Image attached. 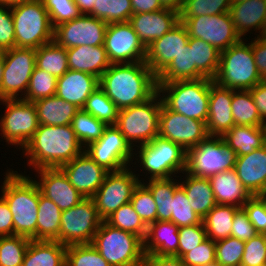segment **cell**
<instances>
[{
	"label": "cell",
	"instance_id": "obj_23",
	"mask_svg": "<svg viewBox=\"0 0 266 266\" xmlns=\"http://www.w3.org/2000/svg\"><path fill=\"white\" fill-rule=\"evenodd\" d=\"M128 22L144 47L148 48L154 40L175 27L180 16L178 11L165 7L155 12L132 14Z\"/></svg>",
	"mask_w": 266,
	"mask_h": 266
},
{
	"label": "cell",
	"instance_id": "obj_44",
	"mask_svg": "<svg viewBox=\"0 0 266 266\" xmlns=\"http://www.w3.org/2000/svg\"><path fill=\"white\" fill-rule=\"evenodd\" d=\"M104 221L112 227L133 233L142 240H144L147 233V225L134 211L130 202L120 206Z\"/></svg>",
	"mask_w": 266,
	"mask_h": 266
},
{
	"label": "cell",
	"instance_id": "obj_71",
	"mask_svg": "<svg viewBox=\"0 0 266 266\" xmlns=\"http://www.w3.org/2000/svg\"><path fill=\"white\" fill-rule=\"evenodd\" d=\"M261 82L266 83V73L261 77Z\"/></svg>",
	"mask_w": 266,
	"mask_h": 266
},
{
	"label": "cell",
	"instance_id": "obj_50",
	"mask_svg": "<svg viewBox=\"0 0 266 266\" xmlns=\"http://www.w3.org/2000/svg\"><path fill=\"white\" fill-rule=\"evenodd\" d=\"M232 0H189L182 5L180 17H198L229 12Z\"/></svg>",
	"mask_w": 266,
	"mask_h": 266
},
{
	"label": "cell",
	"instance_id": "obj_49",
	"mask_svg": "<svg viewBox=\"0 0 266 266\" xmlns=\"http://www.w3.org/2000/svg\"><path fill=\"white\" fill-rule=\"evenodd\" d=\"M171 221L179 228L202 223V219L193 211L180 184L175 188L173 196Z\"/></svg>",
	"mask_w": 266,
	"mask_h": 266
},
{
	"label": "cell",
	"instance_id": "obj_53",
	"mask_svg": "<svg viewBox=\"0 0 266 266\" xmlns=\"http://www.w3.org/2000/svg\"><path fill=\"white\" fill-rule=\"evenodd\" d=\"M42 2L53 27L82 15L74 0H42Z\"/></svg>",
	"mask_w": 266,
	"mask_h": 266
},
{
	"label": "cell",
	"instance_id": "obj_12",
	"mask_svg": "<svg viewBox=\"0 0 266 266\" xmlns=\"http://www.w3.org/2000/svg\"><path fill=\"white\" fill-rule=\"evenodd\" d=\"M103 220L92 198H84L77 205L62 211L59 236L62 245L90 244Z\"/></svg>",
	"mask_w": 266,
	"mask_h": 266
},
{
	"label": "cell",
	"instance_id": "obj_28",
	"mask_svg": "<svg viewBox=\"0 0 266 266\" xmlns=\"http://www.w3.org/2000/svg\"><path fill=\"white\" fill-rule=\"evenodd\" d=\"M179 227L172 221H155L147 226L145 254L178 256Z\"/></svg>",
	"mask_w": 266,
	"mask_h": 266
},
{
	"label": "cell",
	"instance_id": "obj_36",
	"mask_svg": "<svg viewBox=\"0 0 266 266\" xmlns=\"http://www.w3.org/2000/svg\"><path fill=\"white\" fill-rule=\"evenodd\" d=\"M62 211L50 199L39 196L36 240L57 241Z\"/></svg>",
	"mask_w": 266,
	"mask_h": 266
},
{
	"label": "cell",
	"instance_id": "obj_41",
	"mask_svg": "<svg viewBox=\"0 0 266 266\" xmlns=\"http://www.w3.org/2000/svg\"><path fill=\"white\" fill-rule=\"evenodd\" d=\"M192 49L193 63L196 69L205 77L213 79L216 76L220 61V51L208 42L198 38H189Z\"/></svg>",
	"mask_w": 266,
	"mask_h": 266
},
{
	"label": "cell",
	"instance_id": "obj_5",
	"mask_svg": "<svg viewBox=\"0 0 266 266\" xmlns=\"http://www.w3.org/2000/svg\"><path fill=\"white\" fill-rule=\"evenodd\" d=\"M163 103L188 118L207 122L210 78L157 83Z\"/></svg>",
	"mask_w": 266,
	"mask_h": 266
},
{
	"label": "cell",
	"instance_id": "obj_1",
	"mask_svg": "<svg viewBox=\"0 0 266 266\" xmlns=\"http://www.w3.org/2000/svg\"><path fill=\"white\" fill-rule=\"evenodd\" d=\"M99 84L119 109L145 102L158 91L157 76L145 61L111 64Z\"/></svg>",
	"mask_w": 266,
	"mask_h": 266
},
{
	"label": "cell",
	"instance_id": "obj_73",
	"mask_svg": "<svg viewBox=\"0 0 266 266\" xmlns=\"http://www.w3.org/2000/svg\"><path fill=\"white\" fill-rule=\"evenodd\" d=\"M243 1H246V0H232V3H238V2H243Z\"/></svg>",
	"mask_w": 266,
	"mask_h": 266
},
{
	"label": "cell",
	"instance_id": "obj_34",
	"mask_svg": "<svg viewBox=\"0 0 266 266\" xmlns=\"http://www.w3.org/2000/svg\"><path fill=\"white\" fill-rule=\"evenodd\" d=\"M222 138L237 156H243L266 144V126L234 125Z\"/></svg>",
	"mask_w": 266,
	"mask_h": 266
},
{
	"label": "cell",
	"instance_id": "obj_68",
	"mask_svg": "<svg viewBox=\"0 0 266 266\" xmlns=\"http://www.w3.org/2000/svg\"><path fill=\"white\" fill-rule=\"evenodd\" d=\"M3 70H4V60H3V55L0 53V88L2 84Z\"/></svg>",
	"mask_w": 266,
	"mask_h": 266
},
{
	"label": "cell",
	"instance_id": "obj_26",
	"mask_svg": "<svg viewBox=\"0 0 266 266\" xmlns=\"http://www.w3.org/2000/svg\"><path fill=\"white\" fill-rule=\"evenodd\" d=\"M235 170L252 196L266 190V144L249 154L237 156Z\"/></svg>",
	"mask_w": 266,
	"mask_h": 266
},
{
	"label": "cell",
	"instance_id": "obj_15",
	"mask_svg": "<svg viewBox=\"0 0 266 266\" xmlns=\"http://www.w3.org/2000/svg\"><path fill=\"white\" fill-rule=\"evenodd\" d=\"M180 21L185 25L189 38L202 39L220 52L241 40L235 31L229 12L198 17H180Z\"/></svg>",
	"mask_w": 266,
	"mask_h": 266
},
{
	"label": "cell",
	"instance_id": "obj_63",
	"mask_svg": "<svg viewBox=\"0 0 266 266\" xmlns=\"http://www.w3.org/2000/svg\"><path fill=\"white\" fill-rule=\"evenodd\" d=\"M261 120L266 124V83L260 82L250 89Z\"/></svg>",
	"mask_w": 266,
	"mask_h": 266
},
{
	"label": "cell",
	"instance_id": "obj_25",
	"mask_svg": "<svg viewBox=\"0 0 266 266\" xmlns=\"http://www.w3.org/2000/svg\"><path fill=\"white\" fill-rule=\"evenodd\" d=\"M229 13L235 31L241 39L242 37L246 39L245 35L253 30L259 33L257 37L266 35V0H246L232 3Z\"/></svg>",
	"mask_w": 266,
	"mask_h": 266
},
{
	"label": "cell",
	"instance_id": "obj_35",
	"mask_svg": "<svg viewBox=\"0 0 266 266\" xmlns=\"http://www.w3.org/2000/svg\"><path fill=\"white\" fill-rule=\"evenodd\" d=\"M205 78L193 63L192 49L188 44L177 54L171 63L157 76V83L198 80Z\"/></svg>",
	"mask_w": 266,
	"mask_h": 266
},
{
	"label": "cell",
	"instance_id": "obj_20",
	"mask_svg": "<svg viewBox=\"0 0 266 266\" xmlns=\"http://www.w3.org/2000/svg\"><path fill=\"white\" fill-rule=\"evenodd\" d=\"M189 42L185 25L180 21L146 48L145 63L158 76Z\"/></svg>",
	"mask_w": 266,
	"mask_h": 266
},
{
	"label": "cell",
	"instance_id": "obj_51",
	"mask_svg": "<svg viewBox=\"0 0 266 266\" xmlns=\"http://www.w3.org/2000/svg\"><path fill=\"white\" fill-rule=\"evenodd\" d=\"M244 247L245 241L231 236L215 241L216 262L220 266H240Z\"/></svg>",
	"mask_w": 266,
	"mask_h": 266
},
{
	"label": "cell",
	"instance_id": "obj_70",
	"mask_svg": "<svg viewBox=\"0 0 266 266\" xmlns=\"http://www.w3.org/2000/svg\"><path fill=\"white\" fill-rule=\"evenodd\" d=\"M205 266H220L216 261Z\"/></svg>",
	"mask_w": 266,
	"mask_h": 266
},
{
	"label": "cell",
	"instance_id": "obj_64",
	"mask_svg": "<svg viewBox=\"0 0 266 266\" xmlns=\"http://www.w3.org/2000/svg\"><path fill=\"white\" fill-rule=\"evenodd\" d=\"M132 14L155 12L165 8L160 0H130Z\"/></svg>",
	"mask_w": 266,
	"mask_h": 266
},
{
	"label": "cell",
	"instance_id": "obj_21",
	"mask_svg": "<svg viewBox=\"0 0 266 266\" xmlns=\"http://www.w3.org/2000/svg\"><path fill=\"white\" fill-rule=\"evenodd\" d=\"M71 185L84 197L92 198L108 173L85 152L60 167Z\"/></svg>",
	"mask_w": 266,
	"mask_h": 266
},
{
	"label": "cell",
	"instance_id": "obj_38",
	"mask_svg": "<svg viewBox=\"0 0 266 266\" xmlns=\"http://www.w3.org/2000/svg\"><path fill=\"white\" fill-rule=\"evenodd\" d=\"M36 67L56 78L62 77L69 70L66 48L54 40L40 46L36 49Z\"/></svg>",
	"mask_w": 266,
	"mask_h": 266
},
{
	"label": "cell",
	"instance_id": "obj_46",
	"mask_svg": "<svg viewBox=\"0 0 266 266\" xmlns=\"http://www.w3.org/2000/svg\"><path fill=\"white\" fill-rule=\"evenodd\" d=\"M30 241L21 235L0 236V266H22Z\"/></svg>",
	"mask_w": 266,
	"mask_h": 266
},
{
	"label": "cell",
	"instance_id": "obj_10",
	"mask_svg": "<svg viewBox=\"0 0 266 266\" xmlns=\"http://www.w3.org/2000/svg\"><path fill=\"white\" fill-rule=\"evenodd\" d=\"M237 154L222 137L209 136L187 151L186 171L194 176L209 178L222 171L235 169Z\"/></svg>",
	"mask_w": 266,
	"mask_h": 266
},
{
	"label": "cell",
	"instance_id": "obj_72",
	"mask_svg": "<svg viewBox=\"0 0 266 266\" xmlns=\"http://www.w3.org/2000/svg\"><path fill=\"white\" fill-rule=\"evenodd\" d=\"M189 0H180V9L182 8V5Z\"/></svg>",
	"mask_w": 266,
	"mask_h": 266
},
{
	"label": "cell",
	"instance_id": "obj_42",
	"mask_svg": "<svg viewBox=\"0 0 266 266\" xmlns=\"http://www.w3.org/2000/svg\"><path fill=\"white\" fill-rule=\"evenodd\" d=\"M82 109L107 126L116 124L120 110L100 86L90 94Z\"/></svg>",
	"mask_w": 266,
	"mask_h": 266
},
{
	"label": "cell",
	"instance_id": "obj_6",
	"mask_svg": "<svg viewBox=\"0 0 266 266\" xmlns=\"http://www.w3.org/2000/svg\"><path fill=\"white\" fill-rule=\"evenodd\" d=\"M161 107L162 98L157 91L145 102L119 110L115 126L133 150L159 136Z\"/></svg>",
	"mask_w": 266,
	"mask_h": 266
},
{
	"label": "cell",
	"instance_id": "obj_43",
	"mask_svg": "<svg viewBox=\"0 0 266 266\" xmlns=\"http://www.w3.org/2000/svg\"><path fill=\"white\" fill-rule=\"evenodd\" d=\"M71 126L80 144L85 148L90 143L97 141L107 125L95 118L90 113L79 109L72 119Z\"/></svg>",
	"mask_w": 266,
	"mask_h": 266
},
{
	"label": "cell",
	"instance_id": "obj_40",
	"mask_svg": "<svg viewBox=\"0 0 266 266\" xmlns=\"http://www.w3.org/2000/svg\"><path fill=\"white\" fill-rule=\"evenodd\" d=\"M231 107L235 125L266 126L260 118L250 90L232 89Z\"/></svg>",
	"mask_w": 266,
	"mask_h": 266
},
{
	"label": "cell",
	"instance_id": "obj_7",
	"mask_svg": "<svg viewBox=\"0 0 266 266\" xmlns=\"http://www.w3.org/2000/svg\"><path fill=\"white\" fill-rule=\"evenodd\" d=\"M241 39L220 53L218 71L213 81L233 90H250L261 82L251 43Z\"/></svg>",
	"mask_w": 266,
	"mask_h": 266
},
{
	"label": "cell",
	"instance_id": "obj_55",
	"mask_svg": "<svg viewBox=\"0 0 266 266\" xmlns=\"http://www.w3.org/2000/svg\"><path fill=\"white\" fill-rule=\"evenodd\" d=\"M181 259L185 266H205L215 262V241L207 237L197 247L185 253Z\"/></svg>",
	"mask_w": 266,
	"mask_h": 266
},
{
	"label": "cell",
	"instance_id": "obj_56",
	"mask_svg": "<svg viewBox=\"0 0 266 266\" xmlns=\"http://www.w3.org/2000/svg\"><path fill=\"white\" fill-rule=\"evenodd\" d=\"M179 245H178V257H182L188 251H191L203 240L207 238L206 229L204 224H196L192 226L179 228Z\"/></svg>",
	"mask_w": 266,
	"mask_h": 266
},
{
	"label": "cell",
	"instance_id": "obj_65",
	"mask_svg": "<svg viewBox=\"0 0 266 266\" xmlns=\"http://www.w3.org/2000/svg\"><path fill=\"white\" fill-rule=\"evenodd\" d=\"M82 15L92 16V9L95 6V0H74Z\"/></svg>",
	"mask_w": 266,
	"mask_h": 266
},
{
	"label": "cell",
	"instance_id": "obj_17",
	"mask_svg": "<svg viewBox=\"0 0 266 266\" xmlns=\"http://www.w3.org/2000/svg\"><path fill=\"white\" fill-rule=\"evenodd\" d=\"M159 136L181 145L186 151L209 137L206 123L170 110L162 101Z\"/></svg>",
	"mask_w": 266,
	"mask_h": 266
},
{
	"label": "cell",
	"instance_id": "obj_69",
	"mask_svg": "<svg viewBox=\"0 0 266 266\" xmlns=\"http://www.w3.org/2000/svg\"><path fill=\"white\" fill-rule=\"evenodd\" d=\"M258 196L262 199L266 206V190L261 192ZM264 234L266 235V232Z\"/></svg>",
	"mask_w": 266,
	"mask_h": 266
},
{
	"label": "cell",
	"instance_id": "obj_18",
	"mask_svg": "<svg viewBox=\"0 0 266 266\" xmlns=\"http://www.w3.org/2000/svg\"><path fill=\"white\" fill-rule=\"evenodd\" d=\"M104 47L111 64L144 62L146 58V48L129 22L108 24Z\"/></svg>",
	"mask_w": 266,
	"mask_h": 266
},
{
	"label": "cell",
	"instance_id": "obj_61",
	"mask_svg": "<svg viewBox=\"0 0 266 266\" xmlns=\"http://www.w3.org/2000/svg\"><path fill=\"white\" fill-rule=\"evenodd\" d=\"M140 266H185L178 256L144 254Z\"/></svg>",
	"mask_w": 266,
	"mask_h": 266
},
{
	"label": "cell",
	"instance_id": "obj_33",
	"mask_svg": "<svg viewBox=\"0 0 266 266\" xmlns=\"http://www.w3.org/2000/svg\"><path fill=\"white\" fill-rule=\"evenodd\" d=\"M35 104L39 125H70L79 108L62 98L53 95L33 102Z\"/></svg>",
	"mask_w": 266,
	"mask_h": 266
},
{
	"label": "cell",
	"instance_id": "obj_13",
	"mask_svg": "<svg viewBox=\"0 0 266 266\" xmlns=\"http://www.w3.org/2000/svg\"><path fill=\"white\" fill-rule=\"evenodd\" d=\"M0 53L4 60L0 100L23 98L36 66V49L14 47Z\"/></svg>",
	"mask_w": 266,
	"mask_h": 266
},
{
	"label": "cell",
	"instance_id": "obj_24",
	"mask_svg": "<svg viewBox=\"0 0 266 266\" xmlns=\"http://www.w3.org/2000/svg\"><path fill=\"white\" fill-rule=\"evenodd\" d=\"M232 89L210 79L209 108L206 128L209 136L222 137L234 125L232 116Z\"/></svg>",
	"mask_w": 266,
	"mask_h": 266
},
{
	"label": "cell",
	"instance_id": "obj_30",
	"mask_svg": "<svg viewBox=\"0 0 266 266\" xmlns=\"http://www.w3.org/2000/svg\"><path fill=\"white\" fill-rule=\"evenodd\" d=\"M69 70L92 74L99 79L110 67L104 45L78 46L66 49Z\"/></svg>",
	"mask_w": 266,
	"mask_h": 266
},
{
	"label": "cell",
	"instance_id": "obj_58",
	"mask_svg": "<svg viewBox=\"0 0 266 266\" xmlns=\"http://www.w3.org/2000/svg\"><path fill=\"white\" fill-rule=\"evenodd\" d=\"M242 208L255 230L259 234H264L266 232V206L262 199L258 195L252 196Z\"/></svg>",
	"mask_w": 266,
	"mask_h": 266
},
{
	"label": "cell",
	"instance_id": "obj_62",
	"mask_svg": "<svg viewBox=\"0 0 266 266\" xmlns=\"http://www.w3.org/2000/svg\"><path fill=\"white\" fill-rule=\"evenodd\" d=\"M14 235L12 212L6 200L0 197V236Z\"/></svg>",
	"mask_w": 266,
	"mask_h": 266
},
{
	"label": "cell",
	"instance_id": "obj_19",
	"mask_svg": "<svg viewBox=\"0 0 266 266\" xmlns=\"http://www.w3.org/2000/svg\"><path fill=\"white\" fill-rule=\"evenodd\" d=\"M107 23L90 15H81L54 27L53 40L69 49L78 46L104 45Z\"/></svg>",
	"mask_w": 266,
	"mask_h": 266
},
{
	"label": "cell",
	"instance_id": "obj_14",
	"mask_svg": "<svg viewBox=\"0 0 266 266\" xmlns=\"http://www.w3.org/2000/svg\"><path fill=\"white\" fill-rule=\"evenodd\" d=\"M131 166L120 171L108 172L103 184L92 199L95 202L99 217L104 221L120 206L130 202L134 189L142 180V175L131 170Z\"/></svg>",
	"mask_w": 266,
	"mask_h": 266
},
{
	"label": "cell",
	"instance_id": "obj_29",
	"mask_svg": "<svg viewBox=\"0 0 266 266\" xmlns=\"http://www.w3.org/2000/svg\"><path fill=\"white\" fill-rule=\"evenodd\" d=\"M208 179L217 204L242 208L252 197L241 183L235 169L222 171Z\"/></svg>",
	"mask_w": 266,
	"mask_h": 266
},
{
	"label": "cell",
	"instance_id": "obj_16",
	"mask_svg": "<svg viewBox=\"0 0 266 266\" xmlns=\"http://www.w3.org/2000/svg\"><path fill=\"white\" fill-rule=\"evenodd\" d=\"M84 152L108 172L129 167L134 157V150L115 125H108L103 135L85 147Z\"/></svg>",
	"mask_w": 266,
	"mask_h": 266
},
{
	"label": "cell",
	"instance_id": "obj_4",
	"mask_svg": "<svg viewBox=\"0 0 266 266\" xmlns=\"http://www.w3.org/2000/svg\"><path fill=\"white\" fill-rule=\"evenodd\" d=\"M137 148V149H136ZM132 164L142 168L148 180L150 179H168L177 177V173H183L187 167V151L179 144L170 140L155 137L150 143L134 148ZM137 150V151H136ZM142 166V167H141Z\"/></svg>",
	"mask_w": 266,
	"mask_h": 266
},
{
	"label": "cell",
	"instance_id": "obj_37",
	"mask_svg": "<svg viewBox=\"0 0 266 266\" xmlns=\"http://www.w3.org/2000/svg\"><path fill=\"white\" fill-rule=\"evenodd\" d=\"M239 207L216 204L202 219L207 237L218 241L230 237L235 212Z\"/></svg>",
	"mask_w": 266,
	"mask_h": 266
},
{
	"label": "cell",
	"instance_id": "obj_60",
	"mask_svg": "<svg viewBox=\"0 0 266 266\" xmlns=\"http://www.w3.org/2000/svg\"><path fill=\"white\" fill-rule=\"evenodd\" d=\"M250 43L258 73L262 77L266 73V36L253 38Z\"/></svg>",
	"mask_w": 266,
	"mask_h": 266
},
{
	"label": "cell",
	"instance_id": "obj_39",
	"mask_svg": "<svg viewBox=\"0 0 266 266\" xmlns=\"http://www.w3.org/2000/svg\"><path fill=\"white\" fill-rule=\"evenodd\" d=\"M150 179L142 182L152 193L157 206V220L171 221L172 201L175 188L179 185L178 179Z\"/></svg>",
	"mask_w": 266,
	"mask_h": 266
},
{
	"label": "cell",
	"instance_id": "obj_2",
	"mask_svg": "<svg viewBox=\"0 0 266 266\" xmlns=\"http://www.w3.org/2000/svg\"><path fill=\"white\" fill-rule=\"evenodd\" d=\"M22 152L27 158V165L32 166L33 170H37L60 168L81 155L84 152V147L77 139L71 124L39 125Z\"/></svg>",
	"mask_w": 266,
	"mask_h": 266
},
{
	"label": "cell",
	"instance_id": "obj_27",
	"mask_svg": "<svg viewBox=\"0 0 266 266\" xmlns=\"http://www.w3.org/2000/svg\"><path fill=\"white\" fill-rule=\"evenodd\" d=\"M99 86L98 77L82 71L68 70L57 78L55 95L82 109L87 98Z\"/></svg>",
	"mask_w": 266,
	"mask_h": 266
},
{
	"label": "cell",
	"instance_id": "obj_3",
	"mask_svg": "<svg viewBox=\"0 0 266 266\" xmlns=\"http://www.w3.org/2000/svg\"><path fill=\"white\" fill-rule=\"evenodd\" d=\"M4 176L1 196L6 200L12 212L14 235L36 240L38 203L41 191L35 179L29 175L25 176L16 170L8 169Z\"/></svg>",
	"mask_w": 266,
	"mask_h": 266
},
{
	"label": "cell",
	"instance_id": "obj_11",
	"mask_svg": "<svg viewBox=\"0 0 266 266\" xmlns=\"http://www.w3.org/2000/svg\"><path fill=\"white\" fill-rule=\"evenodd\" d=\"M0 101L6 109L0 116L1 139L4 137L8 145L23 150L39 127L35 104L22 98Z\"/></svg>",
	"mask_w": 266,
	"mask_h": 266
},
{
	"label": "cell",
	"instance_id": "obj_32",
	"mask_svg": "<svg viewBox=\"0 0 266 266\" xmlns=\"http://www.w3.org/2000/svg\"><path fill=\"white\" fill-rule=\"evenodd\" d=\"M66 248L58 241L31 240L22 266H66Z\"/></svg>",
	"mask_w": 266,
	"mask_h": 266
},
{
	"label": "cell",
	"instance_id": "obj_57",
	"mask_svg": "<svg viewBox=\"0 0 266 266\" xmlns=\"http://www.w3.org/2000/svg\"><path fill=\"white\" fill-rule=\"evenodd\" d=\"M15 47V31L11 6L0 4V52Z\"/></svg>",
	"mask_w": 266,
	"mask_h": 266
},
{
	"label": "cell",
	"instance_id": "obj_22",
	"mask_svg": "<svg viewBox=\"0 0 266 266\" xmlns=\"http://www.w3.org/2000/svg\"><path fill=\"white\" fill-rule=\"evenodd\" d=\"M37 183L41 194L52 200L61 211L68 210L77 205L84 197L71 185L61 168H41Z\"/></svg>",
	"mask_w": 266,
	"mask_h": 266
},
{
	"label": "cell",
	"instance_id": "obj_48",
	"mask_svg": "<svg viewBox=\"0 0 266 266\" xmlns=\"http://www.w3.org/2000/svg\"><path fill=\"white\" fill-rule=\"evenodd\" d=\"M66 266H111L90 244L69 245L66 248Z\"/></svg>",
	"mask_w": 266,
	"mask_h": 266
},
{
	"label": "cell",
	"instance_id": "obj_8",
	"mask_svg": "<svg viewBox=\"0 0 266 266\" xmlns=\"http://www.w3.org/2000/svg\"><path fill=\"white\" fill-rule=\"evenodd\" d=\"M15 47L34 48L53 41L54 27L42 0L24 1L11 6Z\"/></svg>",
	"mask_w": 266,
	"mask_h": 266
},
{
	"label": "cell",
	"instance_id": "obj_66",
	"mask_svg": "<svg viewBox=\"0 0 266 266\" xmlns=\"http://www.w3.org/2000/svg\"><path fill=\"white\" fill-rule=\"evenodd\" d=\"M160 2L164 7L180 11V0H160Z\"/></svg>",
	"mask_w": 266,
	"mask_h": 266
},
{
	"label": "cell",
	"instance_id": "obj_59",
	"mask_svg": "<svg viewBox=\"0 0 266 266\" xmlns=\"http://www.w3.org/2000/svg\"><path fill=\"white\" fill-rule=\"evenodd\" d=\"M257 234L258 232L248 219L244 209L239 208L234 214L230 236L242 241H247L255 237Z\"/></svg>",
	"mask_w": 266,
	"mask_h": 266
},
{
	"label": "cell",
	"instance_id": "obj_54",
	"mask_svg": "<svg viewBox=\"0 0 266 266\" xmlns=\"http://www.w3.org/2000/svg\"><path fill=\"white\" fill-rule=\"evenodd\" d=\"M266 265V235L257 234L245 241L244 252L240 266Z\"/></svg>",
	"mask_w": 266,
	"mask_h": 266
},
{
	"label": "cell",
	"instance_id": "obj_52",
	"mask_svg": "<svg viewBox=\"0 0 266 266\" xmlns=\"http://www.w3.org/2000/svg\"><path fill=\"white\" fill-rule=\"evenodd\" d=\"M130 203L147 226L157 221V206L153 195L142 182L134 189Z\"/></svg>",
	"mask_w": 266,
	"mask_h": 266
},
{
	"label": "cell",
	"instance_id": "obj_47",
	"mask_svg": "<svg viewBox=\"0 0 266 266\" xmlns=\"http://www.w3.org/2000/svg\"><path fill=\"white\" fill-rule=\"evenodd\" d=\"M57 87V78L44 70L35 66L27 92L22 98L26 101L35 102L36 100L55 95Z\"/></svg>",
	"mask_w": 266,
	"mask_h": 266
},
{
	"label": "cell",
	"instance_id": "obj_31",
	"mask_svg": "<svg viewBox=\"0 0 266 266\" xmlns=\"http://www.w3.org/2000/svg\"><path fill=\"white\" fill-rule=\"evenodd\" d=\"M182 174H185V177H180L179 184L184 189L193 211L203 219L217 204L210 181L205 177L191 175L186 170Z\"/></svg>",
	"mask_w": 266,
	"mask_h": 266
},
{
	"label": "cell",
	"instance_id": "obj_45",
	"mask_svg": "<svg viewBox=\"0 0 266 266\" xmlns=\"http://www.w3.org/2000/svg\"><path fill=\"white\" fill-rule=\"evenodd\" d=\"M132 15L130 0H95L92 16L107 24L128 22Z\"/></svg>",
	"mask_w": 266,
	"mask_h": 266
},
{
	"label": "cell",
	"instance_id": "obj_9",
	"mask_svg": "<svg viewBox=\"0 0 266 266\" xmlns=\"http://www.w3.org/2000/svg\"><path fill=\"white\" fill-rule=\"evenodd\" d=\"M111 266H140L143 240L130 232L102 221L91 243Z\"/></svg>",
	"mask_w": 266,
	"mask_h": 266
},
{
	"label": "cell",
	"instance_id": "obj_67",
	"mask_svg": "<svg viewBox=\"0 0 266 266\" xmlns=\"http://www.w3.org/2000/svg\"><path fill=\"white\" fill-rule=\"evenodd\" d=\"M24 1H30V0H0V4L12 6V5L24 2Z\"/></svg>",
	"mask_w": 266,
	"mask_h": 266
}]
</instances>
